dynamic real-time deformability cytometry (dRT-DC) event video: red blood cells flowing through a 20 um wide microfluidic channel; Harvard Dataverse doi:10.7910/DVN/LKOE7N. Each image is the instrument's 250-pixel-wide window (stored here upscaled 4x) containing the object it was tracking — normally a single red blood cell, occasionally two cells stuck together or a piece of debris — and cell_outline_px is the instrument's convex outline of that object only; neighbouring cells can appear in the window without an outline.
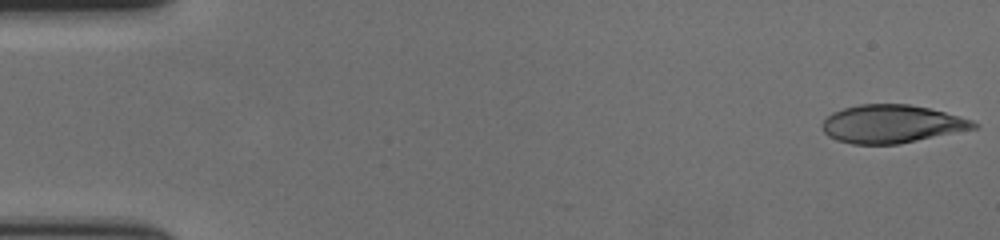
{"species": "human", "species_latin": "Homo sapiens", "temperature_condition": "cold", "stored_images_in_passage": 58, "camera_frame_rate_fps": 3000, "um_per_image_px": 0.085, "donor": {"sex": "female"}, "frame": {"image": 1, "passage_image": 1, "time_ms": 0.0, "image_size_px": [1000, 240], "cell_outline_px": [[980, 124], [976, 128], [896, 144], [852, 144], [836, 140], [828, 136], [824, 132], [824, 120], [832, 112], [844, 108], [860, 104], [908, 104], [928, 108], [944, 112], [972, 120]], "centroid_in_image_um": [75.78, 10.53], "position_along_channel_um": 9.2, "area_um2": 33.18}}
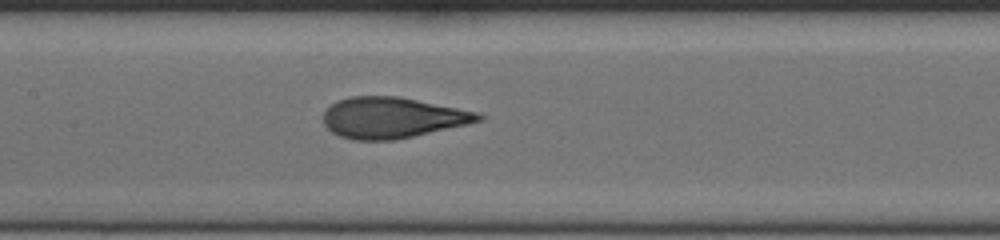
{"frame": {"image": 2, "passage_image": 28, "time_ms": 9.0, "image_size_px": [1000, 240], "cell_outline_px": [[484, 120], [412, 136], [392, 140], [352, 140], [340, 136], [332, 132], [324, 124], [324, 112], [336, 100], [352, 96], [396, 96], [476, 112], [484, 116]], "centroid_in_image_um": [33.29, 10.0], "position_along_channel_um": 174.1, "area_um2": 36.36}}
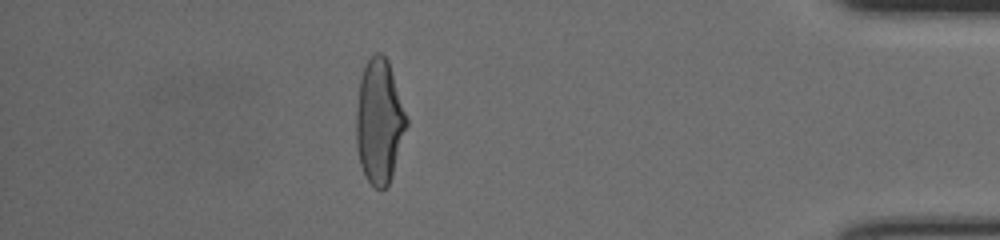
{"frame": {"image": 3, "passage_image": 51, "time_ms": 16.667, "image_size_px": [1000, 240], "cell_outline_px": [[408, 124], [392, 176], [388, 184], [380, 192], [364, 176], [360, 164], [356, 144], [356, 104], [360, 76], [364, 64], [376, 52], [380, 52], [388, 60], [408, 120]], "centroid_in_image_um": [32.22, 10.32], "position_along_channel_um": 403.0, "area_um2": 36.65}, "authors_computed_cell_mechanics": {"area_um2": 36.4429, "velocity_mm_per_s": 3.5625, "shape_relaxation_time_tau1_ms": 5.1159, "shape_relaxation_time_tau2_ms": 0.8606, "deformation_change_tau1": 0.2253, "deformation_change_tau2": 0.0781}}